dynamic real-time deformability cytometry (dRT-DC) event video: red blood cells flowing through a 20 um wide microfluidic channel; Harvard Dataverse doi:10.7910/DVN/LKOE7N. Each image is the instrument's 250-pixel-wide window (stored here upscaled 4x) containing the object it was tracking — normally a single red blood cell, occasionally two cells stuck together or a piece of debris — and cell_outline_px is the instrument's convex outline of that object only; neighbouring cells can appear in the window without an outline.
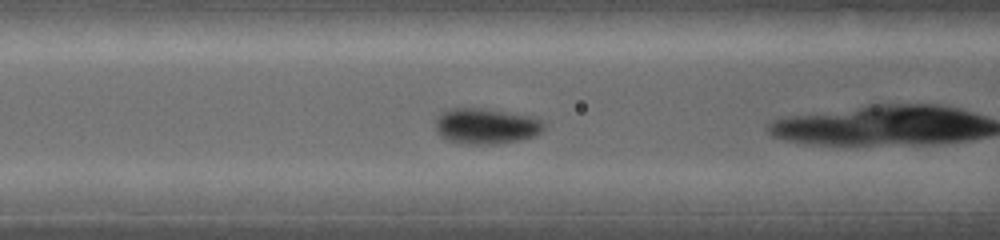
{"species": "common noctule bat (a hibernating species)", "species_latin": "Nyctalus noctula", "temperature_condition": "warm", "stored_images_in_passage": 7, "camera_frame_rate_fps": 5000, "um_per_image_px": 0.085, "animal": {"sex": "female", "body_mass_g": 19.0, "forearm_length_mm": 53.3}, "frame": {"image": 1, "passage_image": 4, "time_ms": 1.4, "image_size_px": [1000, 240], "cell_outline_px": [[544, 128], [540, 132], [532, 136], [520, 140], [496, 144], [464, 144], [444, 140], [440, 136], [436, 128], [436, 120], [440, 112], [448, 108], [484, 108], [532, 116], [540, 120], [544, 124]], "centroid_in_image_um": [41.26, 10.72], "position_along_channel_um": 125.3, "area_um2": 22.72}}